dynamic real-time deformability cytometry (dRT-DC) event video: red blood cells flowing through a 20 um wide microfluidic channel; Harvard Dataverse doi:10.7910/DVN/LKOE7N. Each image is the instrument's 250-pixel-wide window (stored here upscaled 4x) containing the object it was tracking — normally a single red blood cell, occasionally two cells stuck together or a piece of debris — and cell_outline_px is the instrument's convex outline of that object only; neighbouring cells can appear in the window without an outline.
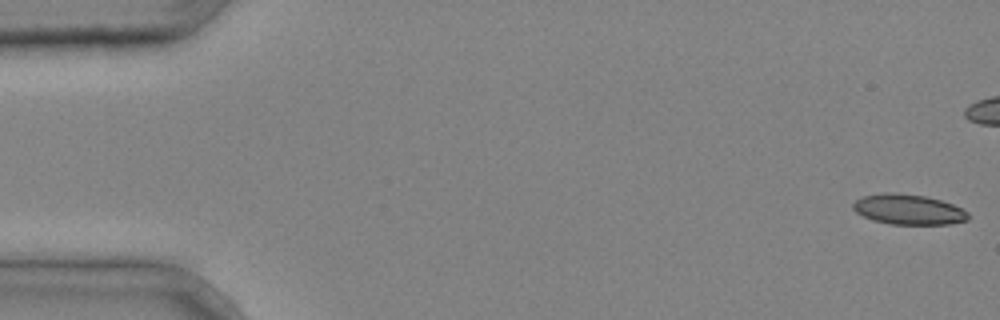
{"species": "common noctule bat (a hibernating species)", "species_latin": "Nyctalus noctula", "temperature_condition": "cold", "stored_images_in_passage": 11, "camera_frame_rate_fps": 3000, "um_per_image_px": 0.085, "animal": {"sex": "male", "body_mass_g": 20.4}, "frame": {"image": 1, "passage_image": 1, "time_ms": 0.0, "image_size_px": [1000, 320], "cell_outline_px": [[968, 220], [948, 224], [892, 224], [872, 220], [856, 212], [852, 208], [852, 204], [856, 200], [864, 196], [884, 192], [892, 192], [924, 196], [940, 200], [952, 204], [968, 212]], "centroid_in_image_um": [77.19, 17.8], "position_along_channel_um": 7.8, "area_um2": 20.11}}